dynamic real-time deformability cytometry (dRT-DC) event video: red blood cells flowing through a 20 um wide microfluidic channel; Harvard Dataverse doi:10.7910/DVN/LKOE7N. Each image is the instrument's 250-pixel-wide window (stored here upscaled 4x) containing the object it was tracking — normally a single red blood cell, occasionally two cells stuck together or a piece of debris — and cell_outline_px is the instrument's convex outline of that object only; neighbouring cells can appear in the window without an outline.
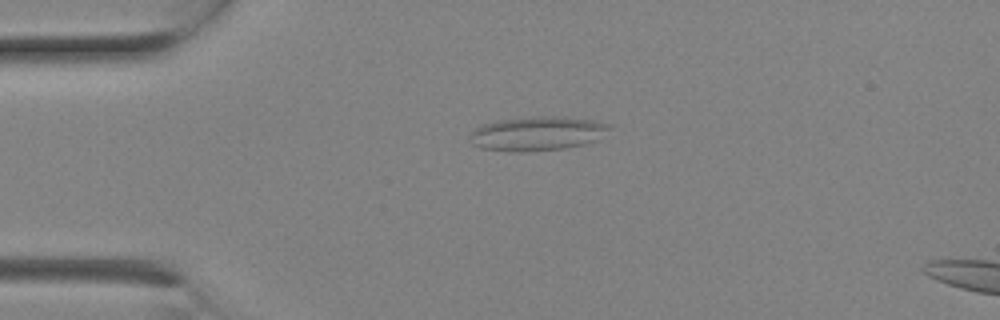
{"species": "Egyptian fruit bat (a non-hibernating species)", "species_latin": "Rousettus aegyptiacus", "temperature_condition": "room temperature", "stored_images_in_passage": 2, "segment_of_instrument_passage": [1, 2], "camera_frame_rate_fps": 3000, "um_per_image_px": 0.085, "animal": {"sex": "female"}, "frame": {"image": 1, "passage_image": 1, "time_ms": 0.0, "image_size_px": [1000, 320], "cell_outline_px": [[612, 128], [596, 140], [584, 144], [564, 148], [520, 152], [512, 152], [480, 148], [472, 144], [468, 136], [476, 128], [492, 120], [540, 116], [556, 116], [592, 120], [608, 124]], "centroid_in_image_um": [45.62, 11.35], "position_along_channel_um": 39.4, "area_um2": 27.8}}